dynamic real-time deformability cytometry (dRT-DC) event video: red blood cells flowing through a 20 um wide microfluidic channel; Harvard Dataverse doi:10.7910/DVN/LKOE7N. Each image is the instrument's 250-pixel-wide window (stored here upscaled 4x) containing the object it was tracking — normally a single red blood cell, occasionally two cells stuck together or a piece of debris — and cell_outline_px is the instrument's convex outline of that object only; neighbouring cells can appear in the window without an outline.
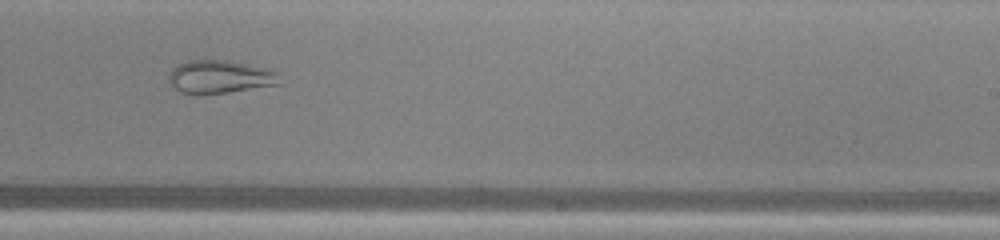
{"species": "common noctule bat (a hibernating species)", "species_latin": "Nyctalus noctula", "temperature_condition": "warm", "stored_images_in_passage": 28, "camera_frame_rate_fps": 3000, "um_per_image_px": 0.085, "animal": {"sex": "male", "body_mass_g": 13.0, "forearm_length_mm": 53.1}, "frame": {"image": 1, "passage_image": 16, "time_ms": 5.0, "image_size_px": [1000, 240], "cell_outline_px": [[280, 84], [228, 92], [200, 96], [196, 96], [180, 92], [168, 80], [168, 76], [172, 68], [188, 60], [228, 60], [272, 68], [276, 72]], "centroid_in_image_um": [18.68, 6.54], "position_along_channel_um": 270.3, "area_um2": 21.73}}
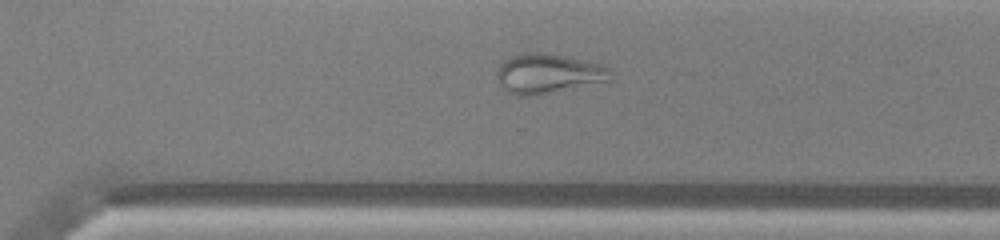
{"frame": {"image": 2, "passage_image": 20, "time_ms": 6.333, "image_size_px": [1000, 240], "cell_outline_px": [[612, 80], [536, 96], [516, 96], [508, 92], [500, 84], [496, 76], [496, 72], [500, 64], [512, 56], [524, 52], [540, 52], [564, 56], [600, 64], [608, 68]], "centroid_in_image_um": [46.56, 6.27], "position_along_channel_um": 324.0, "area_um2": 26.24}}
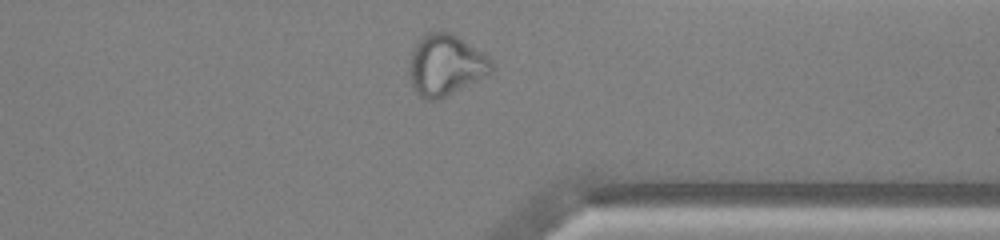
{"frame": {"image": 3, "passage_image": 24, "time_ms": 7.667, "image_size_px": [1000, 240], "cell_outline_px": [[492, 72], [488, 76], [436, 100], [428, 100], [420, 96], [416, 92], [412, 84], [412, 52], [416, 44], [428, 32], [452, 32], [488, 56], [492, 60]], "centroid_in_image_um": [37.95, 5.53], "position_along_channel_um": 373.5, "area_um2": 28.55}, "authors_computed_cell_mechanics": {"area_um2": 24.7673, "velocity_mm_per_s": 4.04, "shape_relaxation_time_tau1_ms": null, "shape_relaxation_time_tau2_ms": 1.6237, "deformation_change_tau1": null, "deformation_change_tau2": 0.0834}}